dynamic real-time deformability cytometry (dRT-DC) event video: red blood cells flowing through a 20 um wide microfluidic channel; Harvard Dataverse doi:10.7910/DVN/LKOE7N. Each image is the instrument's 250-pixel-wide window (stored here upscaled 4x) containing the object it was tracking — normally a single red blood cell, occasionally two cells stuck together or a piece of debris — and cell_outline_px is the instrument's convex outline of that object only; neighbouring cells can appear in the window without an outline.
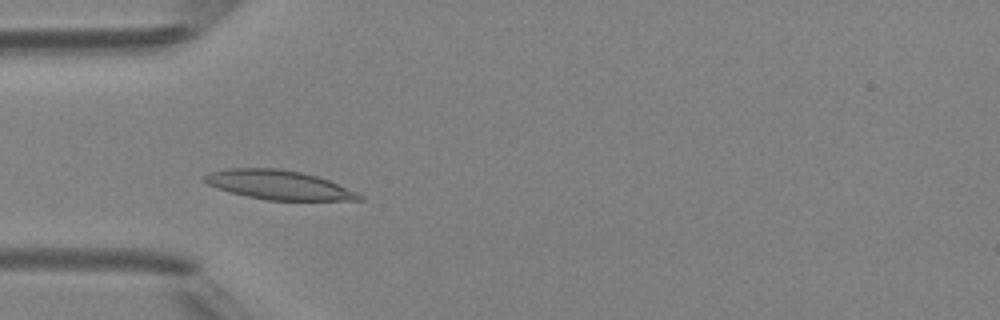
{"species": "Egyptian fruit bat (a non-hibernating species)", "species_latin": "Rousettus aegyptiacus", "temperature_condition": "room temperature", "stored_images_in_passage": 8, "camera_frame_rate_fps": 3000, "um_per_image_px": 0.085, "animal": {"sex": "female"}, "frame": {"image": 1, "passage_image": 3, "time_ms": 2.333, "image_size_px": [1000, 320], "cell_outline_px": [[368, 200], [268, 200], [248, 196], [216, 188], [208, 184], [204, 180], [204, 176], [212, 172], [228, 168], [276, 168], [300, 172], [316, 176], [328, 180], [356, 192], [364, 196]], "centroid_in_image_um": [23.72, 15.72], "position_along_channel_um": 61.3, "area_um2": 25.95}}
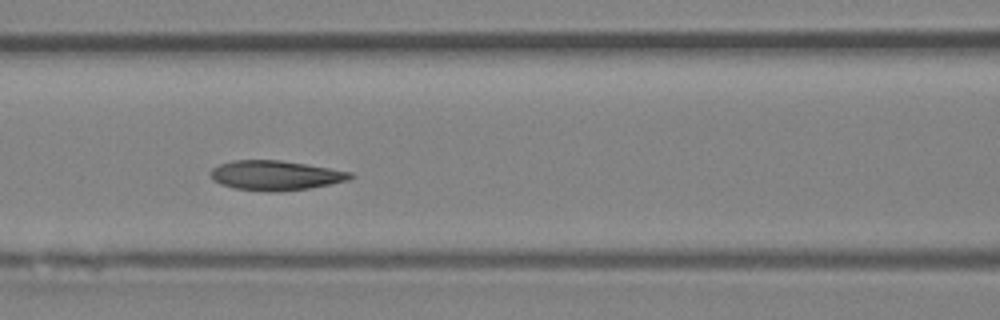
{"frame": {"image": 2, "passage_image": 5, "time_ms": 4.333, "image_size_px": [1000, 320], "cell_outline_px": [[356, 176], [348, 180], [332, 184], [308, 188], [280, 192], [268, 192], [236, 188], [220, 184], [212, 180], [208, 172], [212, 168], [220, 164], [232, 160], [280, 160], [352, 172]], "centroid_in_image_um": [23.39, 14.91], "position_along_channel_um": 143.2, "area_um2": 24.28}}
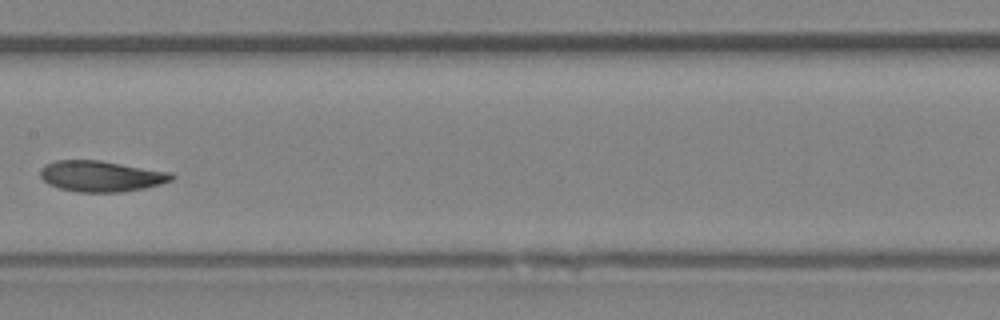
{"frame": {"image": 3, "passage_image": 6, "time_ms": 5.667, "image_size_px": [1000, 320], "cell_outline_px": [[176, 176], [172, 180], [160, 184], [144, 188], [120, 192], [76, 192], [60, 188], [48, 184], [40, 176], [40, 168], [44, 164], [56, 160], [100, 160], [172, 172]], "centroid_in_image_um": [8.59, 14.97], "position_along_channel_um": 198.8, "area_um2": 23.81}}